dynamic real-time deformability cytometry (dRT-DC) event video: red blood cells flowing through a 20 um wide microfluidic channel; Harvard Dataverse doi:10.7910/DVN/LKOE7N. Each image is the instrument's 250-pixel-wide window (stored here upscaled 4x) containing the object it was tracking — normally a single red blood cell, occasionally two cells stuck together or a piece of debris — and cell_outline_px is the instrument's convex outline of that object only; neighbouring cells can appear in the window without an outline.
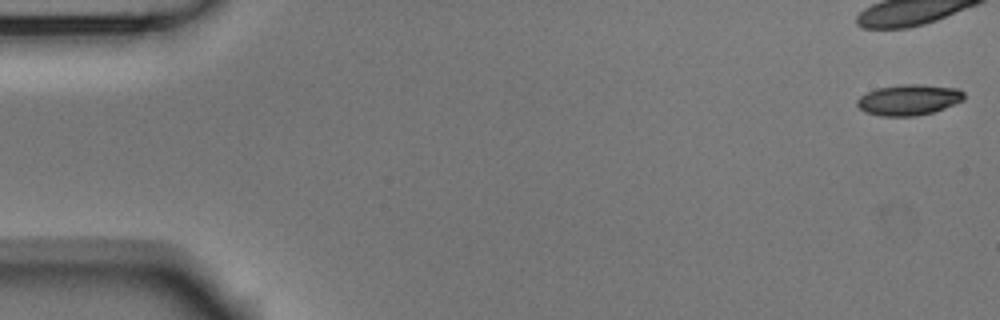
{"species": "Egyptian fruit bat (a non-hibernating species)", "species_latin": "Rousettus aegyptiacus", "temperature_condition": "room temperature", "stored_images_in_passage": 43, "camera_frame_rate_fps": 3000, "um_per_image_px": 0.085, "animal": {"sex": "male"}, "frame": {"image": 1, "passage_image": 1, "time_ms": 0.0, "image_size_px": [1000, 320], "cell_outline_px": [[964, 100], [944, 108], [932, 112], [916, 116], [880, 116], [864, 112], [856, 104], [856, 100], [860, 96], [876, 88], [900, 84], [924, 84], [960, 88], [964, 92]], "centroid_in_image_um": [77.25, 8.47], "position_along_channel_um": 7.7, "area_um2": 19.42}}